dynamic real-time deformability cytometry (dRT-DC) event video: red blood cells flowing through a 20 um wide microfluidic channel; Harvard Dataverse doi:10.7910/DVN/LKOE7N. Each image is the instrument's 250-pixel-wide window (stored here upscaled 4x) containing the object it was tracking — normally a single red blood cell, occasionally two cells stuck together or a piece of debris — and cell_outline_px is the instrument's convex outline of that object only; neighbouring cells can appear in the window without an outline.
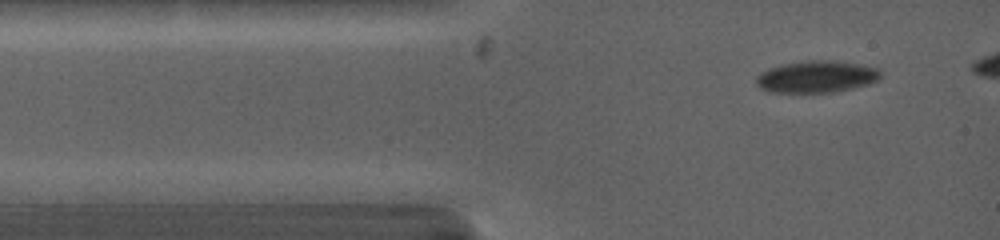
{"species": "common noctule bat (a hibernating species)", "species_latin": "Nyctalus noctula", "temperature_condition": "warm", "stored_images_in_passage": 4, "camera_frame_rate_fps": 5000, "um_per_image_px": 0.085, "animal": {"sex": "female", "body_mass_g": 19.0, "forearm_length_mm": 53.3}, "frame": {"image": 1, "passage_image": 1, "time_ms": 0.0, "image_size_px": [1000, 240], "cell_outline_px": [[880, 80], [852, 88], [832, 92], [768, 92], [760, 88], [756, 84], [756, 76], [760, 72], [768, 68], [780, 64], [808, 60], [836, 60], [860, 64], [880, 68]], "centroid_in_image_um": [69.38, 6.5], "position_along_channel_um": 15.6, "area_um2": 23.35}}